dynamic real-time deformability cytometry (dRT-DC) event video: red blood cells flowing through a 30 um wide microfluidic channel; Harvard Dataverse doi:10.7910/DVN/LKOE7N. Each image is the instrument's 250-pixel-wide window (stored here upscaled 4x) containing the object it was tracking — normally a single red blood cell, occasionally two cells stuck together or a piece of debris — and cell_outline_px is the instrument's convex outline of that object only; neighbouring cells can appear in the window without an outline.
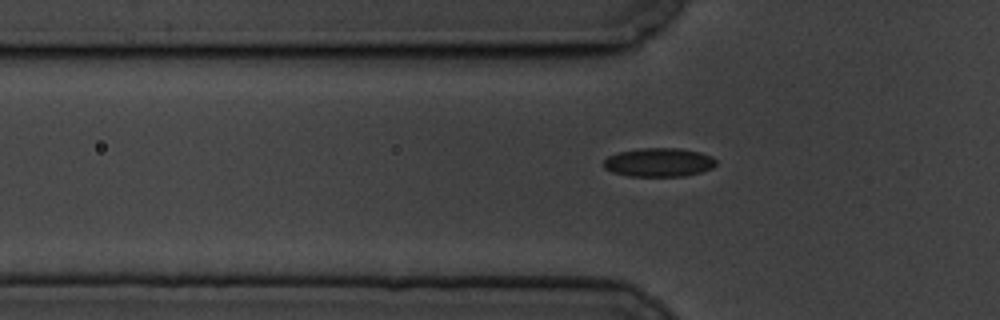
{"species": "common noctule bat (a hibernating species)", "species_latin": "Nyctalus noctula", "temperature_condition": "cold", "stored_images_in_passage": 43, "camera_frame_rate_fps": 3000, "um_per_image_px": 0.085, "animal": {"sex": "male", "body_mass_g": 19.5, "forearm_length_mm": 54.6}, "frame": {"image": 1, "passage_image": 4, "time_ms": 1.0, "image_size_px": [1000, 320], "cell_outline_px": [[716, 164], [712, 168], [700, 172], [684, 176], [628, 176], [612, 172], [604, 168], [604, 160], [608, 156], [620, 152], [640, 148], [680, 148], [700, 152], [712, 156], [716, 160]], "centroid_in_image_um": [56.01, 13.8], "position_along_channel_um": 69.8, "area_um2": 18.84}}
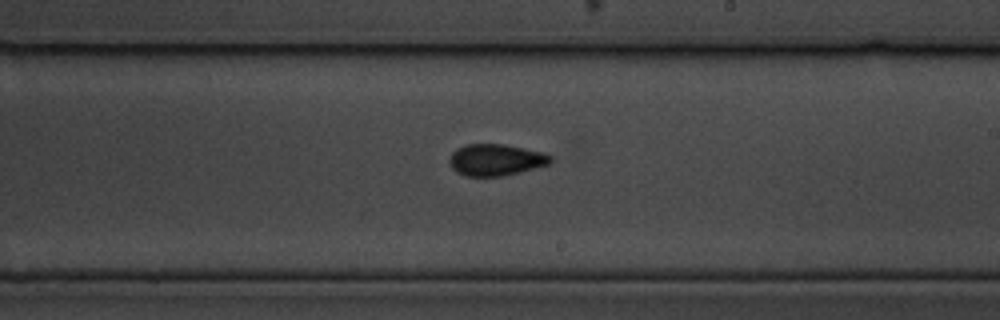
{"frame": {"image": 2, "passage_image": 20, "time_ms": 6.333, "image_size_px": [1000, 320], "cell_outline_px": [[552, 164], [504, 176], [464, 176], [456, 172], [452, 168], [448, 160], [452, 152], [456, 148], [464, 144], [504, 144], [544, 152], [552, 156]], "centroid_in_image_um": [42.15, 13.59], "position_along_channel_um": 246.8, "area_um2": 18.96}}
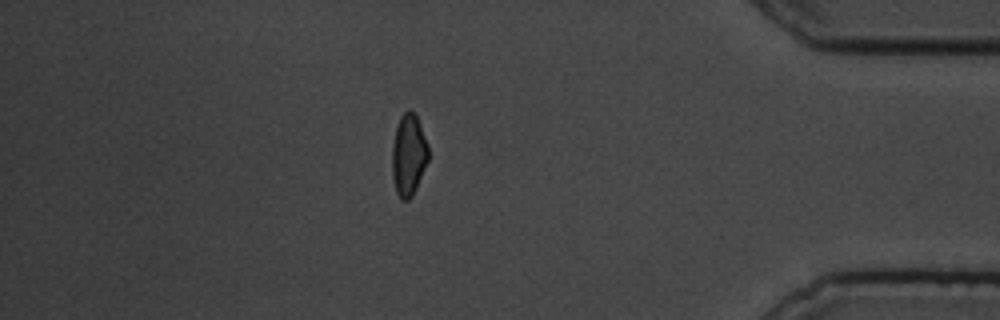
{"frame": {"image": 3, "passage_image": 37, "time_ms": 12.0, "image_size_px": [1000, 320], "cell_outline_px": [[428, 160], [416, 188], [412, 196], [408, 200], [400, 200], [396, 192], [392, 176], [392, 144], [396, 128], [400, 116], [408, 108], [416, 116], [420, 124], [428, 144]], "centroid_in_image_um": [34.72, 13.18], "position_along_channel_um": 400.5, "area_um2": 17.28}}